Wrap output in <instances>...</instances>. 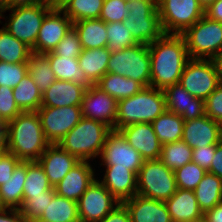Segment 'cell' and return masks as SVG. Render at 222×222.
Segmentation results:
<instances>
[{"label": "cell", "instance_id": "obj_1", "mask_svg": "<svg viewBox=\"0 0 222 222\" xmlns=\"http://www.w3.org/2000/svg\"><path fill=\"white\" fill-rule=\"evenodd\" d=\"M148 46L151 61L150 87L164 90L178 84L184 67L190 60L184 37L163 34Z\"/></svg>", "mask_w": 222, "mask_h": 222}, {"label": "cell", "instance_id": "obj_2", "mask_svg": "<svg viewBox=\"0 0 222 222\" xmlns=\"http://www.w3.org/2000/svg\"><path fill=\"white\" fill-rule=\"evenodd\" d=\"M6 134L7 151L21 161H37L50 145L37 111L21 112L10 120Z\"/></svg>", "mask_w": 222, "mask_h": 222}, {"label": "cell", "instance_id": "obj_3", "mask_svg": "<svg viewBox=\"0 0 222 222\" xmlns=\"http://www.w3.org/2000/svg\"><path fill=\"white\" fill-rule=\"evenodd\" d=\"M165 111L163 90L144 87L135 95L118 101L116 131L135 123H152Z\"/></svg>", "mask_w": 222, "mask_h": 222}, {"label": "cell", "instance_id": "obj_4", "mask_svg": "<svg viewBox=\"0 0 222 222\" xmlns=\"http://www.w3.org/2000/svg\"><path fill=\"white\" fill-rule=\"evenodd\" d=\"M112 129L106 124L82 118L58 145L80 161H90L101 155L107 135Z\"/></svg>", "mask_w": 222, "mask_h": 222}, {"label": "cell", "instance_id": "obj_5", "mask_svg": "<svg viewBox=\"0 0 222 222\" xmlns=\"http://www.w3.org/2000/svg\"><path fill=\"white\" fill-rule=\"evenodd\" d=\"M129 14L122 21L139 44H151L164 32L161 27L158 0L128 2Z\"/></svg>", "mask_w": 222, "mask_h": 222}, {"label": "cell", "instance_id": "obj_6", "mask_svg": "<svg viewBox=\"0 0 222 222\" xmlns=\"http://www.w3.org/2000/svg\"><path fill=\"white\" fill-rule=\"evenodd\" d=\"M177 190L174 171L159 159L145 160L137 174V195L165 201Z\"/></svg>", "mask_w": 222, "mask_h": 222}, {"label": "cell", "instance_id": "obj_7", "mask_svg": "<svg viewBox=\"0 0 222 222\" xmlns=\"http://www.w3.org/2000/svg\"><path fill=\"white\" fill-rule=\"evenodd\" d=\"M108 73L122 75L150 87L151 61L149 46L136 44L118 52H111Z\"/></svg>", "mask_w": 222, "mask_h": 222}, {"label": "cell", "instance_id": "obj_8", "mask_svg": "<svg viewBox=\"0 0 222 222\" xmlns=\"http://www.w3.org/2000/svg\"><path fill=\"white\" fill-rule=\"evenodd\" d=\"M182 36L190 59H211L222 51V23L205 15Z\"/></svg>", "mask_w": 222, "mask_h": 222}, {"label": "cell", "instance_id": "obj_9", "mask_svg": "<svg viewBox=\"0 0 222 222\" xmlns=\"http://www.w3.org/2000/svg\"><path fill=\"white\" fill-rule=\"evenodd\" d=\"M164 34L182 35L204 16L198 0H158Z\"/></svg>", "mask_w": 222, "mask_h": 222}, {"label": "cell", "instance_id": "obj_10", "mask_svg": "<svg viewBox=\"0 0 222 222\" xmlns=\"http://www.w3.org/2000/svg\"><path fill=\"white\" fill-rule=\"evenodd\" d=\"M55 5L57 3H40L32 6L5 9L4 12L6 10H11L12 12L4 28L32 49L35 46L44 17Z\"/></svg>", "mask_w": 222, "mask_h": 222}, {"label": "cell", "instance_id": "obj_11", "mask_svg": "<svg viewBox=\"0 0 222 222\" xmlns=\"http://www.w3.org/2000/svg\"><path fill=\"white\" fill-rule=\"evenodd\" d=\"M178 84L190 95L205 101L218 87L219 80L210 59H190Z\"/></svg>", "mask_w": 222, "mask_h": 222}, {"label": "cell", "instance_id": "obj_12", "mask_svg": "<svg viewBox=\"0 0 222 222\" xmlns=\"http://www.w3.org/2000/svg\"><path fill=\"white\" fill-rule=\"evenodd\" d=\"M37 114L44 136L50 144H58L83 118L81 106H41Z\"/></svg>", "mask_w": 222, "mask_h": 222}, {"label": "cell", "instance_id": "obj_13", "mask_svg": "<svg viewBox=\"0 0 222 222\" xmlns=\"http://www.w3.org/2000/svg\"><path fill=\"white\" fill-rule=\"evenodd\" d=\"M120 202L97 179L77 201L80 222L103 220Z\"/></svg>", "mask_w": 222, "mask_h": 222}, {"label": "cell", "instance_id": "obj_14", "mask_svg": "<svg viewBox=\"0 0 222 222\" xmlns=\"http://www.w3.org/2000/svg\"><path fill=\"white\" fill-rule=\"evenodd\" d=\"M102 164L128 168L138 174L143 159L140 153L125 140L119 131L112 130L106 138L101 153Z\"/></svg>", "mask_w": 222, "mask_h": 222}, {"label": "cell", "instance_id": "obj_15", "mask_svg": "<svg viewBox=\"0 0 222 222\" xmlns=\"http://www.w3.org/2000/svg\"><path fill=\"white\" fill-rule=\"evenodd\" d=\"M118 101L97 85L87 88L82 99V116L100 121L116 131Z\"/></svg>", "mask_w": 222, "mask_h": 222}, {"label": "cell", "instance_id": "obj_16", "mask_svg": "<svg viewBox=\"0 0 222 222\" xmlns=\"http://www.w3.org/2000/svg\"><path fill=\"white\" fill-rule=\"evenodd\" d=\"M72 26L73 22L55 5L43 19L32 52L45 54L53 51Z\"/></svg>", "mask_w": 222, "mask_h": 222}, {"label": "cell", "instance_id": "obj_17", "mask_svg": "<svg viewBox=\"0 0 222 222\" xmlns=\"http://www.w3.org/2000/svg\"><path fill=\"white\" fill-rule=\"evenodd\" d=\"M118 131L129 145L140 153L144 161L159 159L162 144L158 140L151 123H135Z\"/></svg>", "mask_w": 222, "mask_h": 222}, {"label": "cell", "instance_id": "obj_18", "mask_svg": "<svg viewBox=\"0 0 222 222\" xmlns=\"http://www.w3.org/2000/svg\"><path fill=\"white\" fill-rule=\"evenodd\" d=\"M182 140L191 149L216 145L222 140V125L207 115L187 120L184 122Z\"/></svg>", "mask_w": 222, "mask_h": 222}, {"label": "cell", "instance_id": "obj_19", "mask_svg": "<svg viewBox=\"0 0 222 222\" xmlns=\"http://www.w3.org/2000/svg\"><path fill=\"white\" fill-rule=\"evenodd\" d=\"M163 92L166 111L180 115L185 121L205 115V101L190 95L181 85L173 84Z\"/></svg>", "mask_w": 222, "mask_h": 222}, {"label": "cell", "instance_id": "obj_20", "mask_svg": "<svg viewBox=\"0 0 222 222\" xmlns=\"http://www.w3.org/2000/svg\"><path fill=\"white\" fill-rule=\"evenodd\" d=\"M88 161L78 162L65 177L54 186L56 194L78 201L95 180L94 170Z\"/></svg>", "mask_w": 222, "mask_h": 222}, {"label": "cell", "instance_id": "obj_21", "mask_svg": "<svg viewBox=\"0 0 222 222\" xmlns=\"http://www.w3.org/2000/svg\"><path fill=\"white\" fill-rule=\"evenodd\" d=\"M37 161L44 169L52 187L80 162L77 157L62 149L58 144H50Z\"/></svg>", "mask_w": 222, "mask_h": 222}, {"label": "cell", "instance_id": "obj_22", "mask_svg": "<svg viewBox=\"0 0 222 222\" xmlns=\"http://www.w3.org/2000/svg\"><path fill=\"white\" fill-rule=\"evenodd\" d=\"M122 203L131 222H172L164 201L134 195Z\"/></svg>", "mask_w": 222, "mask_h": 222}, {"label": "cell", "instance_id": "obj_23", "mask_svg": "<svg viewBox=\"0 0 222 222\" xmlns=\"http://www.w3.org/2000/svg\"><path fill=\"white\" fill-rule=\"evenodd\" d=\"M106 167L103 180L100 182L120 202L137 195V174L128 168L116 167V165H104Z\"/></svg>", "mask_w": 222, "mask_h": 222}, {"label": "cell", "instance_id": "obj_24", "mask_svg": "<svg viewBox=\"0 0 222 222\" xmlns=\"http://www.w3.org/2000/svg\"><path fill=\"white\" fill-rule=\"evenodd\" d=\"M86 89L87 88L81 84L56 79L54 83L42 93L41 106H81Z\"/></svg>", "mask_w": 222, "mask_h": 222}, {"label": "cell", "instance_id": "obj_25", "mask_svg": "<svg viewBox=\"0 0 222 222\" xmlns=\"http://www.w3.org/2000/svg\"><path fill=\"white\" fill-rule=\"evenodd\" d=\"M164 202L172 222H194L204 216L193 190L177 188L176 192Z\"/></svg>", "mask_w": 222, "mask_h": 222}, {"label": "cell", "instance_id": "obj_26", "mask_svg": "<svg viewBox=\"0 0 222 222\" xmlns=\"http://www.w3.org/2000/svg\"><path fill=\"white\" fill-rule=\"evenodd\" d=\"M111 51L107 48L83 49L78 62L81 70L92 85L108 72V61Z\"/></svg>", "mask_w": 222, "mask_h": 222}, {"label": "cell", "instance_id": "obj_27", "mask_svg": "<svg viewBox=\"0 0 222 222\" xmlns=\"http://www.w3.org/2000/svg\"><path fill=\"white\" fill-rule=\"evenodd\" d=\"M82 49L107 47L106 22L101 19H84L73 23Z\"/></svg>", "mask_w": 222, "mask_h": 222}, {"label": "cell", "instance_id": "obj_28", "mask_svg": "<svg viewBox=\"0 0 222 222\" xmlns=\"http://www.w3.org/2000/svg\"><path fill=\"white\" fill-rule=\"evenodd\" d=\"M45 55L50 62L51 69L57 80L75 82L86 88L92 86L84 72L81 70L78 59H72L67 56H58L52 52L45 53Z\"/></svg>", "mask_w": 222, "mask_h": 222}, {"label": "cell", "instance_id": "obj_29", "mask_svg": "<svg viewBox=\"0 0 222 222\" xmlns=\"http://www.w3.org/2000/svg\"><path fill=\"white\" fill-rule=\"evenodd\" d=\"M27 175V161H21L10 179L0 186V194L6 208L20 209L23 204V186Z\"/></svg>", "mask_w": 222, "mask_h": 222}, {"label": "cell", "instance_id": "obj_30", "mask_svg": "<svg viewBox=\"0 0 222 222\" xmlns=\"http://www.w3.org/2000/svg\"><path fill=\"white\" fill-rule=\"evenodd\" d=\"M96 85L117 101L129 98L144 88L138 81L108 72Z\"/></svg>", "mask_w": 222, "mask_h": 222}, {"label": "cell", "instance_id": "obj_31", "mask_svg": "<svg viewBox=\"0 0 222 222\" xmlns=\"http://www.w3.org/2000/svg\"><path fill=\"white\" fill-rule=\"evenodd\" d=\"M200 209L205 213L222 202V179L206 172L194 190Z\"/></svg>", "mask_w": 222, "mask_h": 222}, {"label": "cell", "instance_id": "obj_32", "mask_svg": "<svg viewBox=\"0 0 222 222\" xmlns=\"http://www.w3.org/2000/svg\"><path fill=\"white\" fill-rule=\"evenodd\" d=\"M185 120L175 113L165 111L151 124L162 145L182 140Z\"/></svg>", "mask_w": 222, "mask_h": 222}, {"label": "cell", "instance_id": "obj_33", "mask_svg": "<svg viewBox=\"0 0 222 222\" xmlns=\"http://www.w3.org/2000/svg\"><path fill=\"white\" fill-rule=\"evenodd\" d=\"M104 0H58L57 6L74 23L84 19H99Z\"/></svg>", "mask_w": 222, "mask_h": 222}, {"label": "cell", "instance_id": "obj_34", "mask_svg": "<svg viewBox=\"0 0 222 222\" xmlns=\"http://www.w3.org/2000/svg\"><path fill=\"white\" fill-rule=\"evenodd\" d=\"M40 219L48 222H80L78 204L76 201L55 194Z\"/></svg>", "mask_w": 222, "mask_h": 222}, {"label": "cell", "instance_id": "obj_35", "mask_svg": "<svg viewBox=\"0 0 222 222\" xmlns=\"http://www.w3.org/2000/svg\"><path fill=\"white\" fill-rule=\"evenodd\" d=\"M32 50L24 42L11 35L4 27L0 29V61L27 63Z\"/></svg>", "mask_w": 222, "mask_h": 222}, {"label": "cell", "instance_id": "obj_36", "mask_svg": "<svg viewBox=\"0 0 222 222\" xmlns=\"http://www.w3.org/2000/svg\"><path fill=\"white\" fill-rule=\"evenodd\" d=\"M13 95L22 112L37 111L41 107L42 93L29 74L13 88Z\"/></svg>", "mask_w": 222, "mask_h": 222}, {"label": "cell", "instance_id": "obj_37", "mask_svg": "<svg viewBox=\"0 0 222 222\" xmlns=\"http://www.w3.org/2000/svg\"><path fill=\"white\" fill-rule=\"evenodd\" d=\"M27 65L28 74L38 86L41 93H44L56 80L48 58L45 54L32 52L29 55Z\"/></svg>", "mask_w": 222, "mask_h": 222}, {"label": "cell", "instance_id": "obj_38", "mask_svg": "<svg viewBox=\"0 0 222 222\" xmlns=\"http://www.w3.org/2000/svg\"><path fill=\"white\" fill-rule=\"evenodd\" d=\"M193 149L183 140L162 145L159 160L172 171L192 162Z\"/></svg>", "mask_w": 222, "mask_h": 222}, {"label": "cell", "instance_id": "obj_39", "mask_svg": "<svg viewBox=\"0 0 222 222\" xmlns=\"http://www.w3.org/2000/svg\"><path fill=\"white\" fill-rule=\"evenodd\" d=\"M54 187L49 183L44 169L38 161H27V175L23 186V196H38Z\"/></svg>", "mask_w": 222, "mask_h": 222}, {"label": "cell", "instance_id": "obj_40", "mask_svg": "<svg viewBox=\"0 0 222 222\" xmlns=\"http://www.w3.org/2000/svg\"><path fill=\"white\" fill-rule=\"evenodd\" d=\"M106 28L107 48L111 52H118L138 44L123 22L106 23Z\"/></svg>", "mask_w": 222, "mask_h": 222}, {"label": "cell", "instance_id": "obj_41", "mask_svg": "<svg viewBox=\"0 0 222 222\" xmlns=\"http://www.w3.org/2000/svg\"><path fill=\"white\" fill-rule=\"evenodd\" d=\"M55 189H51L38 196H23V204L19 209L25 220L28 222L32 219H39L44 210L55 196Z\"/></svg>", "mask_w": 222, "mask_h": 222}, {"label": "cell", "instance_id": "obj_42", "mask_svg": "<svg viewBox=\"0 0 222 222\" xmlns=\"http://www.w3.org/2000/svg\"><path fill=\"white\" fill-rule=\"evenodd\" d=\"M206 172L197 163L185 164L174 171L177 188L194 191Z\"/></svg>", "mask_w": 222, "mask_h": 222}, {"label": "cell", "instance_id": "obj_43", "mask_svg": "<svg viewBox=\"0 0 222 222\" xmlns=\"http://www.w3.org/2000/svg\"><path fill=\"white\" fill-rule=\"evenodd\" d=\"M28 74L27 63H7L0 61V86L15 88Z\"/></svg>", "mask_w": 222, "mask_h": 222}, {"label": "cell", "instance_id": "obj_44", "mask_svg": "<svg viewBox=\"0 0 222 222\" xmlns=\"http://www.w3.org/2000/svg\"><path fill=\"white\" fill-rule=\"evenodd\" d=\"M82 50L79 36L75 28L72 26L64 38L57 44L56 48L51 52L58 56H67L72 59H78Z\"/></svg>", "mask_w": 222, "mask_h": 222}, {"label": "cell", "instance_id": "obj_45", "mask_svg": "<svg viewBox=\"0 0 222 222\" xmlns=\"http://www.w3.org/2000/svg\"><path fill=\"white\" fill-rule=\"evenodd\" d=\"M128 14L127 0H104L99 19L106 23L122 22Z\"/></svg>", "mask_w": 222, "mask_h": 222}, {"label": "cell", "instance_id": "obj_46", "mask_svg": "<svg viewBox=\"0 0 222 222\" xmlns=\"http://www.w3.org/2000/svg\"><path fill=\"white\" fill-rule=\"evenodd\" d=\"M21 112L15 102L13 89L7 86H0V114L2 117L9 122Z\"/></svg>", "mask_w": 222, "mask_h": 222}, {"label": "cell", "instance_id": "obj_47", "mask_svg": "<svg viewBox=\"0 0 222 222\" xmlns=\"http://www.w3.org/2000/svg\"><path fill=\"white\" fill-rule=\"evenodd\" d=\"M205 115L222 125V84L205 100Z\"/></svg>", "mask_w": 222, "mask_h": 222}, {"label": "cell", "instance_id": "obj_48", "mask_svg": "<svg viewBox=\"0 0 222 222\" xmlns=\"http://www.w3.org/2000/svg\"><path fill=\"white\" fill-rule=\"evenodd\" d=\"M216 145H209L202 148H194L192 162L197 163L205 171L210 170L211 161L215 155Z\"/></svg>", "mask_w": 222, "mask_h": 222}, {"label": "cell", "instance_id": "obj_49", "mask_svg": "<svg viewBox=\"0 0 222 222\" xmlns=\"http://www.w3.org/2000/svg\"><path fill=\"white\" fill-rule=\"evenodd\" d=\"M21 162L14 154L6 152L0 158V186L11 178L16 166Z\"/></svg>", "mask_w": 222, "mask_h": 222}, {"label": "cell", "instance_id": "obj_50", "mask_svg": "<svg viewBox=\"0 0 222 222\" xmlns=\"http://www.w3.org/2000/svg\"><path fill=\"white\" fill-rule=\"evenodd\" d=\"M99 222H131V220L125 205L119 203L103 220Z\"/></svg>", "mask_w": 222, "mask_h": 222}, {"label": "cell", "instance_id": "obj_51", "mask_svg": "<svg viewBox=\"0 0 222 222\" xmlns=\"http://www.w3.org/2000/svg\"><path fill=\"white\" fill-rule=\"evenodd\" d=\"M208 172L222 179V140L216 144L215 155L212 158L210 170Z\"/></svg>", "mask_w": 222, "mask_h": 222}, {"label": "cell", "instance_id": "obj_52", "mask_svg": "<svg viewBox=\"0 0 222 222\" xmlns=\"http://www.w3.org/2000/svg\"><path fill=\"white\" fill-rule=\"evenodd\" d=\"M7 210V211H6ZM0 222H27L19 209L7 208L0 211Z\"/></svg>", "mask_w": 222, "mask_h": 222}, {"label": "cell", "instance_id": "obj_53", "mask_svg": "<svg viewBox=\"0 0 222 222\" xmlns=\"http://www.w3.org/2000/svg\"><path fill=\"white\" fill-rule=\"evenodd\" d=\"M58 0H5V9L32 6L40 3H57Z\"/></svg>", "mask_w": 222, "mask_h": 222}, {"label": "cell", "instance_id": "obj_54", "mask_svg": "<svg viewBox=\"0 0 222 222\" xmlns=\"http://www.w3.org/2000/svg\"><path fill=\"white\" fill-rule=\"evenodd\" d=\"M204 15L212 20L222 23V0H216L204 10Z\"/></svg>", "mask_w": 222, "mask_h": 222}, {"label": "cell", "instance_id": "obj_55", "mask_svg": "<svg viewBox=\"0 0 222 222\" xmlns=\"http://www.w3.org/2000/svg\"><path fill=\"white\" fill-rule=\"evenodd\" d=\"M205 222H222V202L216 204L212 209L204 213Z\"/></svg>", "mask_w": 222, "mask_h": 222}, {"label": "cell", "instance_id": "obj_56", "mask_svg": "<svg viewBox=\"0 0 222 222\" xmlns=\"http://www.w3.org/2000/svg\"><path fill=\"white\" fill-rule=\"evenodd\" d=\"M214 65L219 83L222 84V51L210 59Z\"/></svg>", "mask_w": 222, "mask_h": 222}, {"label": "cell", "instance_id": "obj_57", "mask_svg": "<svg viewBox=\"0 0 222 222\" xmlns=\"http://www.w3.org/2000/svg\"><path fill=\"white\" fill-rule=\"evenodd\" d=\"M200 6L205 10L207 9L210 5H212L216 0H198Z\"/></svg>", "mask_w": 222, "mask_h": 222}, {"label": "cell", "instance_id": "obj_58", "mask_svg": "<svg viewBox=\"0 0 222 222\" xmlns=\"http://www.w3.org/2000/svg\"><path fill=\"white\" fill-rule=\"evenodd\" d=\"M7 127H0V143H6Z\"/></svg>", "mask_w": 222, "mask_h": 222}, {"label": "cell", "instance_id": "obj_59", "mask_svg": "<svg viewBox=\"0 0 222 222\" xmlns=\"http://www.w3.org/2000/svg\"><path fill=\"white\" fill-rule=\"evenodd\" d=\"M7 152L6 143H0V158Z\"/></svg>", "mask_w": 222, "mask_h": 222}, {"label": "cell", "instance_id": "obj_60", "mask_svg": "<svg viewBox=\"0 0 222 222\" xmlns=\"http://www.w3.org/2000/svg\"><path fill=\"white\" fill-rule=\"evenodd\" d=\"M5 10V0H0V18H3L2 13H4Z\"/></svg>", "mask_w": 222, "mask_h": 222}, {"label": "cell", "instance_id": "obj_61", "mask_svg": "<svg viewBox=\"0 0 222 222\" xmlns=\"http://www.w3.org/2000/svg\"><path fill=\"white\" fill-rule=\"evenodd\" d=\"M8 122L0 114V127H7Z\"/></svg>", "mask_w": 222, "mask_h": 222}, {"label": "cell", "instance_id": "obj_62", "mask_svg": "<svg viewBox=\"0 0 222 222\" xmlns=\"http://www.w3.org/2000/svg\"><path fill=\"white\" fill-rule=\"evenodd\" d=\"M4 209H7L2 201V198H1V194H0V211L4 210Z\"/></svg>", "mask_w": 222, "mask_h": 222}, {"label": "cell", "instance_id": "obj_63", "mask_svg": "<svg viewBox=\"0 0 222 222\" xmlns=\"http://www.w3.org/2000/svg\"><path fill=\"white\" fill-rule=\"evenodd\" d=\"M28 222H48V221H45V220L39 218V219H32Z\"/></svg>", "mask_w": 222, "mask_h": 222}, {"label": "cell", "instance_id": "obj_64", "mask_svg": "<svg viewBox=\"0 0 222 222\" xmlns=\"http://www.w3.org/2000/svg\"><path fill=\"white\" fill-rule=\"evenodd\" d=\"M194 222H205V221H204V219L202 218V219H200V220H198V221H194Z\"/></svg>", "mask_w": 222, "mask_h": 222}]
</instances>
